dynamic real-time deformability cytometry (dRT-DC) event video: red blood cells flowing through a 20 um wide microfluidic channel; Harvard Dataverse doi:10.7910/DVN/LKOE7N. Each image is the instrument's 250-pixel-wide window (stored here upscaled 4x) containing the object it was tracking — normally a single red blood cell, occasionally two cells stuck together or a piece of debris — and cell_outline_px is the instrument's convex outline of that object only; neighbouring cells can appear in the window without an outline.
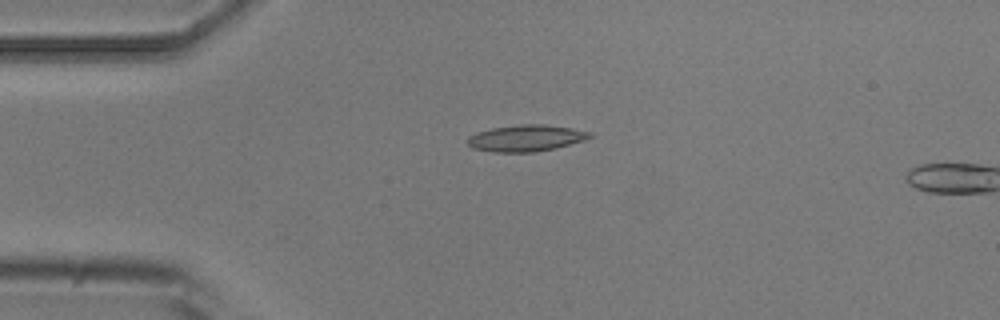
{"species": "common noctule bat (a hibernating species)", "species_latin": "Nyctalus noctula", "temperature_condition": "room temperature", "stored_images_in_passage": 5, "camera_frame_rate_fps": 3000, "um_per_image_px": 0.085, "animal": {"sex": "male", "body_mass_g": 20.5, "forearm_length_mm": 52.5}, "frame": {"image": 1, "passage_image": 4, "time_ms": 3.333, "image_size_px": [1000, 320], "cell_outline_px": [[592, 136], [584, 140], [556, 148], [536, 152], [492, 152], [472, 148], [468, 144], [468, 136], [476, 132], [492, 128], [520, 124], [544, 124], [572, 128], [592, 132]], "centroid_in_image_um": [44.7, 11.74], "position_along_channel_um": 40.3, "area_um2": 18.96}}